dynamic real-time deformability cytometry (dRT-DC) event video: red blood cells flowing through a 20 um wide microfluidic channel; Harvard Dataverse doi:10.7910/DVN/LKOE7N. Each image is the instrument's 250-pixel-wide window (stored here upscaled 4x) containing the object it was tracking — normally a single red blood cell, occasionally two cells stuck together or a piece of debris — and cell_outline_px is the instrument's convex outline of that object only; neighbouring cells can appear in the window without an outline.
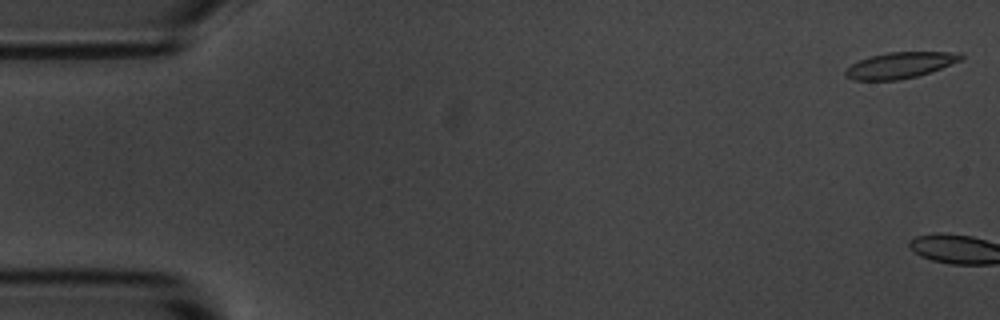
{"species": "common noctule bat (a hibernating species)", "species_latin": "Nyctalus noctula", "temperature_condition": "room temperature", "stored_images_in_passage": 3, "camera_frame_rate_fps": 3000, "um_per_image_px": 0.085, "animal": {"sex": "male", "body_mass_g": 20.1, "forearm_length_mm": 53.5}, "frame": {"image": 1, "passage_image": 1, "time_ms": 0.0, "image_size_px": [1000, 320], "cell_outline_px": [[964, 60], [916, 76], [896, 80], [852, 80], [844, 76], [844, 72], [852, 64], [860, 60], [872, 56], [888, 52], [964, 52]], "centroid_in_image_um": [76.54, 5.53], "position_along_channel_um": 8.5, "area_um2": 17.46}}